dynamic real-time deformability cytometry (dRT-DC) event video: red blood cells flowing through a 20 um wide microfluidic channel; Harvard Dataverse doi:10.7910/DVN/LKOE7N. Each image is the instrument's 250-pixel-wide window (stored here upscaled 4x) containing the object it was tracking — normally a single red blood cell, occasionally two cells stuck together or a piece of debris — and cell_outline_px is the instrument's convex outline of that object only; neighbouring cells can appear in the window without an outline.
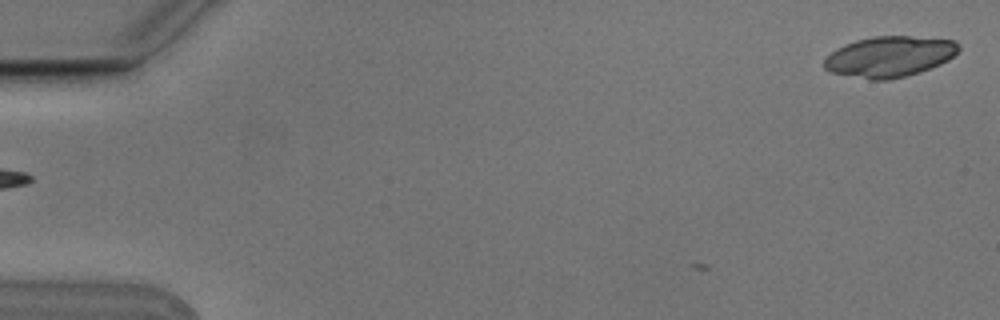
{"species": "Egyptian fruit bat (a non-hibernating species)", "species_latin": "Rousettus aegyptiacus", "temperature_condition": "cold", "stored_images_in_passage": 5, "segment_of_instrument_passage": [2, 2], "camera_frame_rate_fps": 3000, "um_per_image_px": 0.085, "animal": {"sex": "male"}, "frame": {"image": 1, "passage_image": 5, "time_ms": 1.333, "image_size_px": [1000, 320], "cell_outline_px": [[960, 48], [948, 60], [940, 64], [920, 72], [888, 80], [872, 80], [832, 72], [824, 68], [824, 60], [836, 48], [844, 44], [856, 40], [872, 36], [908, 36], [956, 40], [960, 44]], "centroid_in_image_um": [75.62, 4.8], "position_along_channel_um": 9.4, "area_um2": 31.79}}